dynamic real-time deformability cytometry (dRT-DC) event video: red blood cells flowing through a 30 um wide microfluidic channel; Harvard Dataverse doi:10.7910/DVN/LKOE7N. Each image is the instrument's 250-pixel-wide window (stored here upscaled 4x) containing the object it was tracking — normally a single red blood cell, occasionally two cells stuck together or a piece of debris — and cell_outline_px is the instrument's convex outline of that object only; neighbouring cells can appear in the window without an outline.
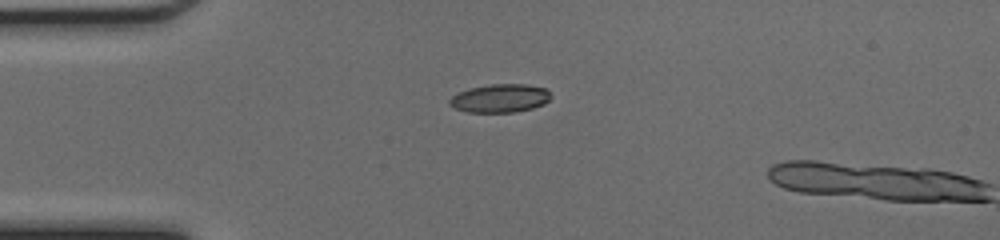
{"species": "common noctule bat (a hibernating species)", "species_latin": "Nyctalus noctula", "temperature_condition": "cold", "stored_images_in_passage": 2, "camera_frame_rate_fps": 3000, "um_per_image_px": 0.085, "animal": {"sex": "female", "body_mass_g": 17.0, "forearm_length_mm": 48.0}, "frame": {"image": 1, "passage_image": 1, "time_ms": 0.0, "image_size_px": [1000, 240], "cell_outline_px": [[552, 96], [544, 104], [532, 108], [512, 112], [468, 112], [456, 108], [448, 104], [448, 100], [456, 92], [468, 88], [488, 84], [528, 84], [548, 88]], "centroid_in_image_um": [42.5, 8.33], "position_along_channel_um": 42.5, "area_um2": 16.99}}